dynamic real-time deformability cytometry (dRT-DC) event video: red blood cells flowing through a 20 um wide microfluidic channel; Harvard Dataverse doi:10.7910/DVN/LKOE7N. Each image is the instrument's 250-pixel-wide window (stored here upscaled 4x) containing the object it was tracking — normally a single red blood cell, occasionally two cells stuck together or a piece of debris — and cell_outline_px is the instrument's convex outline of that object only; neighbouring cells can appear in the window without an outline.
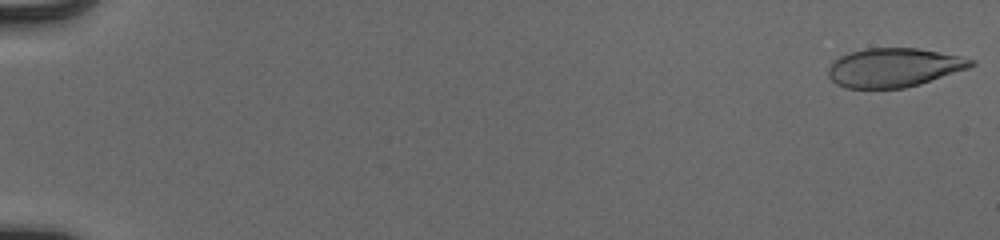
{"species": "human", "species_latin": "Homo sapiens", "temperature_condition": "cold", "stored_images_in_passage": 54, "camera_frame_rate_fps": 3000, "um_per_image_px": 0.085, "donor": {"sex": "male"}, "frame": {"image": 1, "passage_image": 1, "time_ms": 0.0, "image_size_px": [1000, 240], "cell_outline_px": [[976, 64], [968, 68], [920, 84], [904, 88], [848, 88], [836, 84], [828, 76], [828, 68], [832, 60], [848, 52], [864, 48], [916, 48], [960, 56], [976, 60]], "centroid_in_image_um": [75.95, 5.73], "position_along_channel_um": 9.0, "area_um2": 32.43}}
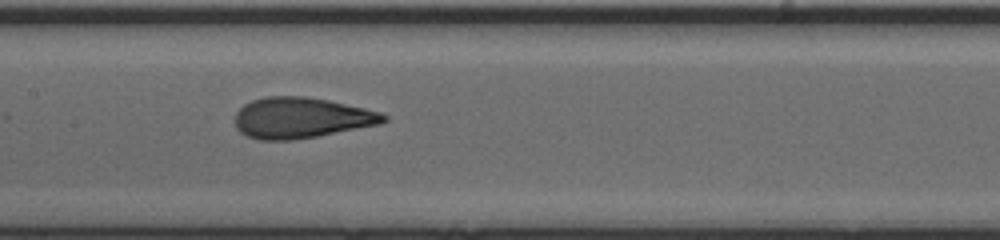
{"frame": {"image": 2, "passage_image": 29, "time_ms": 9.333, "image_size_px": [1000, 240], "cell_outline_px": [[388, 120], [380, 124], [316, 136], [292, 140], [260, 140], [248, 136], [240, 132], [236, 128], [236, 112], [244, 104], [252, 100], [264, 96], [304, 96], [328, 100], [364, 108], [380, 112], [388, 116]], "centroid_in_image_um": [25.59, 10.01], "position_along_channel_um": 181.8, "area_um2": 35.2}}
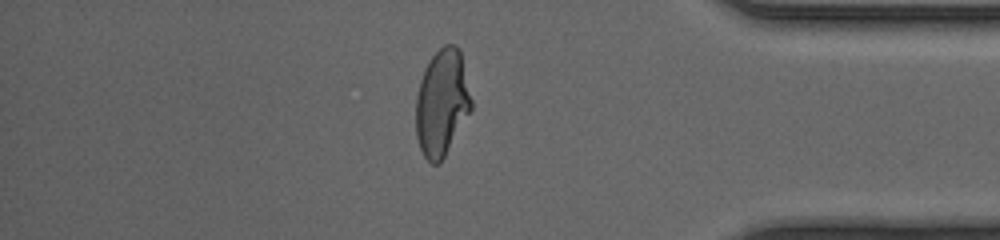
{"frame": {"image": 3, "passage_image": 47, "time_ms": 15.333, "image_size_px": [1000, 240], "cell_outline_px": [[472, 108], [440, 164], [432, 164], [424, 156], [420, 148], [416, 136], [416, 96], [420, 80], [424, 68], [432, 56], [444, 44], [456, 44], [460, 52], [472, 100]], "centroid_in_image_um": [37.55, 8.74], "position_along_channel_um": 397.7, "area_um2": 34.28}, "authors_computed_cell_mechanics": {"area_um2": 34.2754, "velocity_mm_per_s": 3.9528, "shape_relaxation_time_tau1_ms": 5.8943, "shape_relaxation_time_tau2_ms": null, "deformation_change_tau1": 0.2346, "deformation_change_tau2": null}}